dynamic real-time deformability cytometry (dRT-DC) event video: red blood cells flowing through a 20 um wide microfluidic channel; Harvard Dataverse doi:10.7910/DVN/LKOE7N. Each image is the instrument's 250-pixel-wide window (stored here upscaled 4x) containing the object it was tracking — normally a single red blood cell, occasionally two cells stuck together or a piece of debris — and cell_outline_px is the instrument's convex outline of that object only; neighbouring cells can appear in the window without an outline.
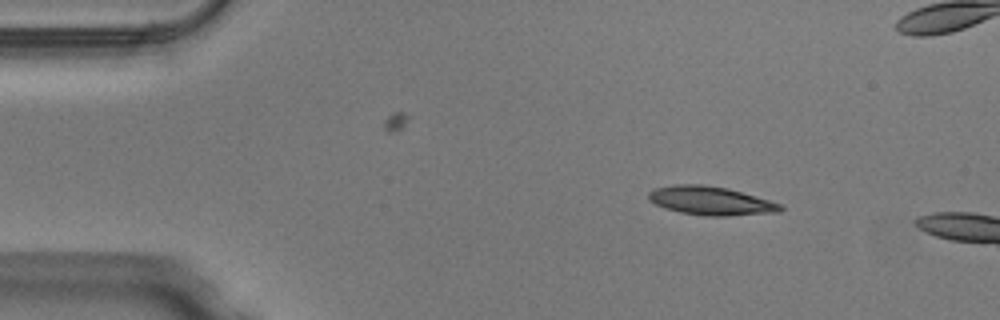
{"species": "Egyptian fruit bat (a non-hibernating species)", "species_latin": "Rousettus aegyptiacus", "temperature_condition": "warm", "stored_images_in_passage": 44, "camera_frame_rate_fps": 3000, "um_per_image_px": 0.085, "animal": {"sex": "male"}, "frame": {"image": 1, "passage_image": 1, "time_ms": 0.0, "image_size_px": [1000, 320], "cell_outline_px": [[784, 208], [780, 212], [728, 216], [704, 216], [680, 212], [664, 208], [656, 204], [648, 196], [648, 192], [652, 188], [676, 184], [704, 184], [728, 188], [768, 200], [780, 204]], "centroid_in_image_um": [60.39, 17.06], "position_along_channel_um": 24.6, "area_um2": 22.02}}
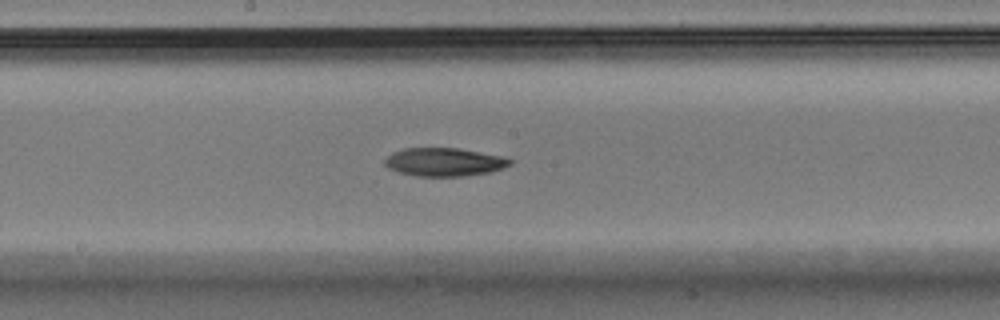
{"frame": {"image": 2, "passage_image": 20, "time_ms": 6.333, "image_size_px": [1000, 320], "cell_outline_px": [[512, 164], [504, 168], [492, 172], [464, 176], [416, 176], [400, 172], [388, 168], [384, 164], [384, 160], [392, 152], [404, 148], [456, 148], [500, 156], [512, 160]], "centroid_in_image_um": [37.75, 13.78], "position_along_channel_um": 210.5, "area_um2": 20.58}}
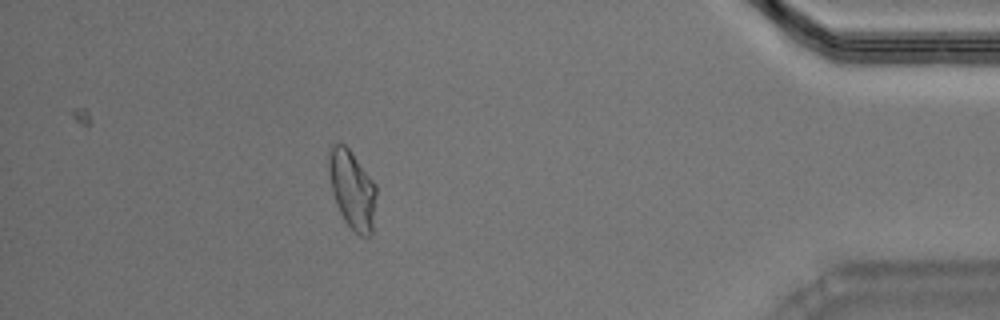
{"frame": {"image": 3, "passage_image": 38, "time_ms": 12.333, "image_size_px": [1000, 320], "cell_outline_px": [[376, 192], [372, 236], [360, 236], [344, 220], [336, 204], [328, 172], [328, 148], [332, 144], [344, 144], [348, 148], [376, 184]], "centroid_in_image_um": [29.93, 16.1], "position_along_channel_um": 405.3, "area_um2": 21.62}}